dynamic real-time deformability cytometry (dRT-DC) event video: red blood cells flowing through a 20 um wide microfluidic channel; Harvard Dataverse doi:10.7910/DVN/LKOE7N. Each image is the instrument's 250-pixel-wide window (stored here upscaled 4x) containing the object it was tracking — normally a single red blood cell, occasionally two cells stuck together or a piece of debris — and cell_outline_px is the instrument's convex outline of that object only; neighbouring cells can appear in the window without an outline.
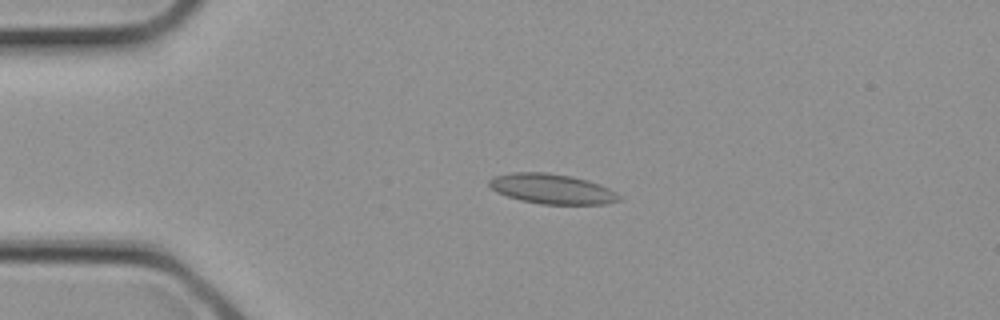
{"species": "common noctule bat (a hibernating species)", "species_latin": "Nyctalus noctula", "temperature_condition": "cold", "stored_images_in_passage": 3, "camera_frame_rate_fps": 3000, "um_per_image_px": 0.085, "animal": {"sex": "female", "body_mass_g": 21.9}, "frame": {"image": 1, "passage_image": 2, "time_ms": 0.333, "image_size_px": [1000, 320], "cell_outline_px": [[620, 200], [604, 204], [540, 204], [520, 200], [496, 192], [488, 184], [488, 180], [492, 176], [512, 172], [548, 172], [572, 176], [588, 180], [600, 184], [616, 192], [620, 196]], "centroid_in_image_um": [46.89, 16.04], "position_along_channel_um": 38.1, "area_um2": 22.83}}
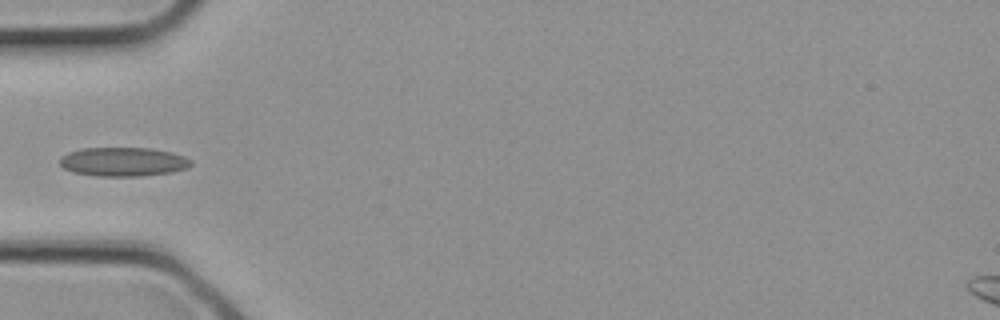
{"frame": {"image": 2, "passage_image": 3, "time_ms": 0.667, "image_size_px": [1000, 320], "cell_outline_px": [[192, 164], [188, 168], [172, 172], [140, 176], [96, 176], [72, 172], [64, 168], [60, 164], [60, 156], [68, 152], [84, 148], [152, 148], [172, 152], [184, 156], [192, 160]], "centroid_in_image_um": [10.48, 13.75], "position_along_channel_um": 74.5, "area_um2": 22.31}}